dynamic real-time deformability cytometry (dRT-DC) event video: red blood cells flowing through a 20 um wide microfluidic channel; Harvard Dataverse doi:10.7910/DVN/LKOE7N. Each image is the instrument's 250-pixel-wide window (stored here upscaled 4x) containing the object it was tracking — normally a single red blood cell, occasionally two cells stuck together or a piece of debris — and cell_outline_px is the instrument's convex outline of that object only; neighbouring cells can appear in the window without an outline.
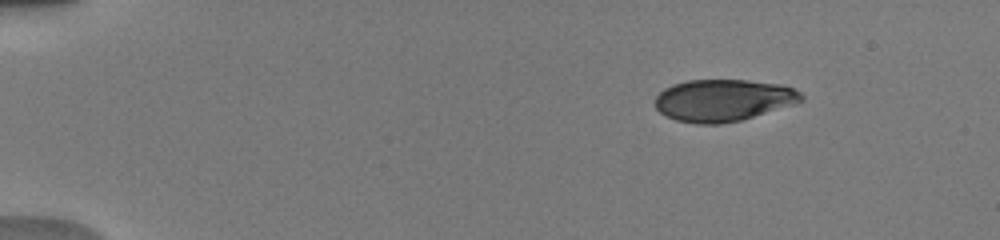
{"species": "human", "species_latin": "Homo sapiens", "temperature_condition": "warm", "stored_images_in_passage": 11, "camera_frame_rate_fps": 3000, "um_per_image_px": 0.085, "donor": {"sex": "male"}, "frame": {"image": 1, "passage_image": 4, "time_ms": 2.0, "image_size_px": [1000, 240], "cell_outline_px": [[804, 100], [796, 104], [740, 120], [720, 124], [696, 124], [676, 120], [660, 112], [656, 108], [656, 96], [664, 88], [672, 84], [688, 80], [748, 80], [780, 84], [792, 88], [800, 92], [804, 96]], "centroid_in_image_um": [61.49, 8.52], "position_along_channel_um": 23.5, "area_um2": 35.78}}
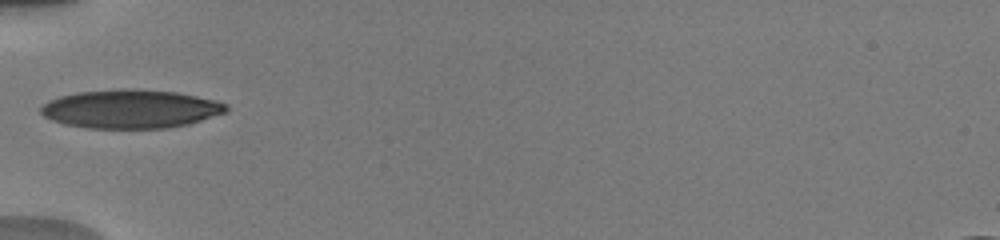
{"frame": {"image": 2, "passage_image": 8, "time_ms": 6.0, "image_size_px": [1000, 240], "cell_outline_px": [[228, 112], [188, 124], [168, 128], [88, 128], [64, 124], [52, 120], [44, 116], [40, 112], [40, 108], [48, 100], [60, 96], [76, 92], [120, 88], [124, 88], [176, 92], [216, 100], [224, 104], [228, 108]], "centroid_in_image_um": [11.08, 9.26], "position_along_channel_um": 73.9, "area_um2": 41.79}}
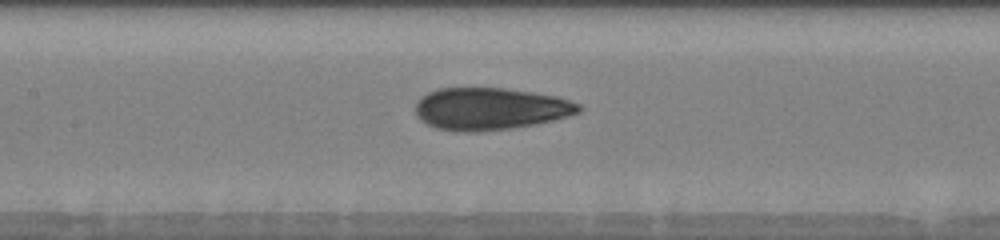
{"frame": {"image": 3, "passage_image": 11, "time_ms": 8.333, "image_size_px": [1000, 240], "cell_outline_px": [[584, 108], [580, 112], [568, 116], [536, 124], [512, 128], [476, 132], [464, 132], [436, 128], [420, 120], [416, 116], [416, 100], [428, 92], [440, 88], [504, 88], [532, 92], [556, 96], [580, 104]], "centroid_in_image_um": [41.66, 9.25], "position_along_channel_um": 165.7, "area_um2": 40.23}}